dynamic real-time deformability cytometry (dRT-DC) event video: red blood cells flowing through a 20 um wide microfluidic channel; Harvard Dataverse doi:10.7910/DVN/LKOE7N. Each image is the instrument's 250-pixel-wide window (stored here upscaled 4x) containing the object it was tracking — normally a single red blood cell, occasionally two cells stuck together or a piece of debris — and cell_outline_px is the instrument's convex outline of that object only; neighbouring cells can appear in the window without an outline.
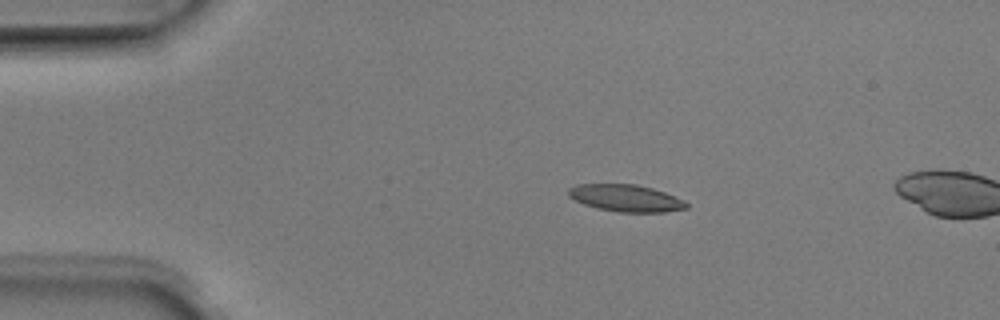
{"species": "Egyptian fruit bat (a non-hibernating species)", "species_latin": "Rousettus aegyptiacus", "temperature_condition": "room temperature", "stored_images_in_passage": 2, "camera_frame_rate_fps": 3000, "um_per_image_px": 0.085, "animal": {"sex": "male"}, "frame": {"image": 1, "passage_image": 1, "time_ms": 0.0, "image_size_px": [1000, 320], "cell_outline_px": [[688, 208], [664, 212], [616, 212], [596, 208], [584, 204], [568, 196], [568, 188], [576, 184], [636, 184], [652, 188], [664, 192], [684, 200], [688, 204]], "centroid_in_image_um": [53.18, 16.84], "position_along_channel_um": 31.8, "area_um2": 18.61}}